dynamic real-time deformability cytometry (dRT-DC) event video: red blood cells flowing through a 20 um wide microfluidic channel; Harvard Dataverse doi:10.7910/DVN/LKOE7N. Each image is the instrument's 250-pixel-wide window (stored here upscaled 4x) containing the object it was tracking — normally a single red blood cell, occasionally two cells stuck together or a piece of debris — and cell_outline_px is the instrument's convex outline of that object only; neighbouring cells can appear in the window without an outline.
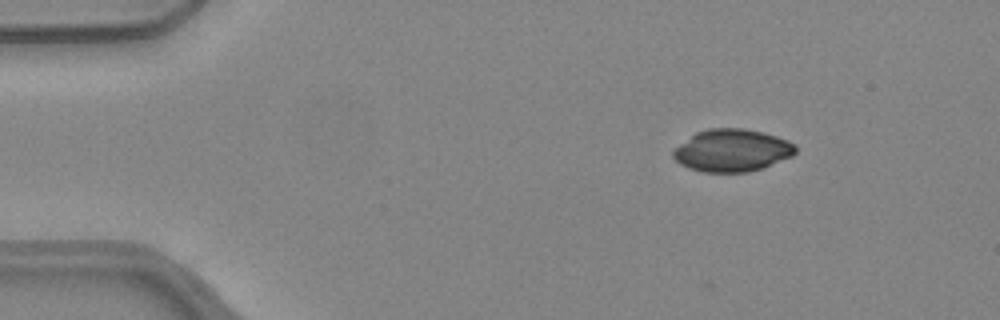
{"species": "common noctule bat (a hibernating species)", "species_latin": "Nyctalus noctula", "temperature_condition": "warm", "stored_images_in_passage": 13, "camera_frame_rate_fps": 3000, "um_per_image_px": 0.085, "animal": {"sex": "female", "body_mass_g": 24.6, "forearm_length_mm": 56.2}, "frame": {"image": 1, "passage_image": 2, "time_ms": 0.333, "image_size_px": [1000, 320], "cell_outline_px": [[796, 152], [792, 156], [764, 168], [748, 172], [704, 172], [688, 168], [680, 164], [672, 156], [672, 152], [680, 144], [696, 132], [708, 128], [744, 128], [764, 132], [788, 140], [796, 144]], "centroid_in_image_um": [62.25, 12.78], "position_along_channel_um": 22.8, "area_um2": 30.4}}